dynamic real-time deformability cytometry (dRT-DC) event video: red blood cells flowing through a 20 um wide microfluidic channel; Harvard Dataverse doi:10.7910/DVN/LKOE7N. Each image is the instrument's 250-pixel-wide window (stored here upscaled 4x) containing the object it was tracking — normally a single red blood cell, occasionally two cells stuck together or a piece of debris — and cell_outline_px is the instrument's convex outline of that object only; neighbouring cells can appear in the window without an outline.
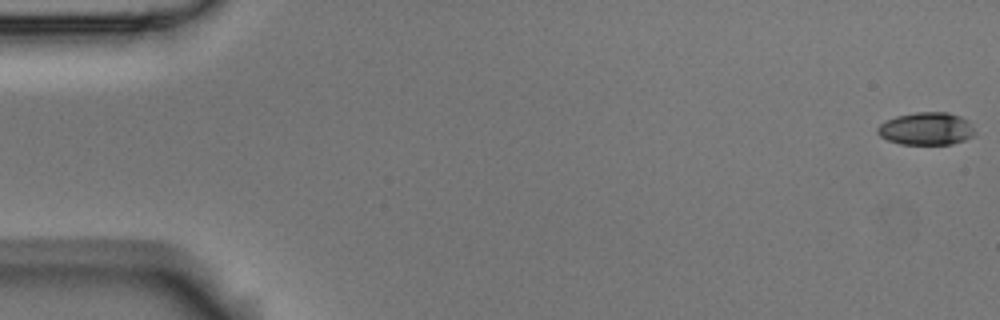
{"species": "Egyptian fruit bat (a non-hibernating species)", "species_latin": "Rousettus aegyptiacus", "temperature_condition": "room temperature", "stored_images_in_passage": 57, "camera_frame_rate_fps": 3000, "um_per_image_px": 0.085, "animal": {"sex": "male"}, "frame": {"image": 1, "passage_image": 1, "time_ms": 0.0, "image_size_px": [1000, 320], "cell_outline_px": [[976, 136], [952, 144], [900, 144], [888, 140], [880, 136], [876, 132], [876, 128], [884, 120], [896, 116], [916, 112], [948, 112], [960, 116], [968, 120], [972, 124], [976, 132]], "centroid_in_image_um": [78.75, 10.93], "position_along_channel_um": 6.2, "area_um2": 18.84}}
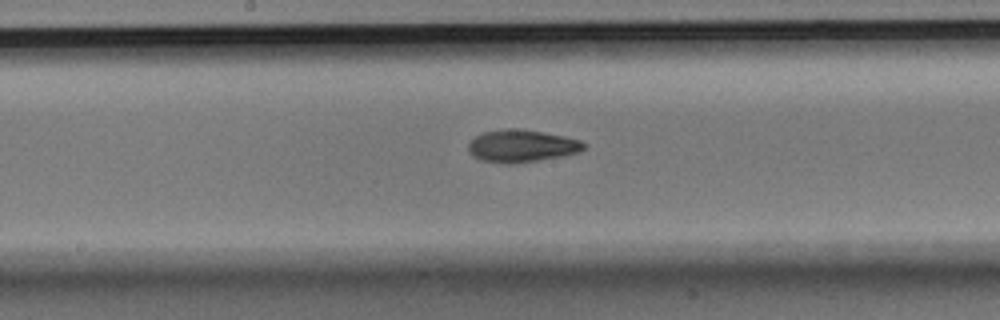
{"frame": {"image": 2, "passage_image": 30, "time_ms": 9.667, "image_size_px": [1000, 320], "cell_outline_px": [[588, 148], [580, 152], [560, 156], [516, 164], [504, 164], [480, 160], [472, 156], [468, 152], [468, 144], [476, 136], [484, 132], [512, 128], [540, 132], [564, 136], [580, 140], [588, 144]], "centroid_in_image_um": [44.36, 12.43], "position_along_channel_um": 203.8, "area_um2": 21.85}}
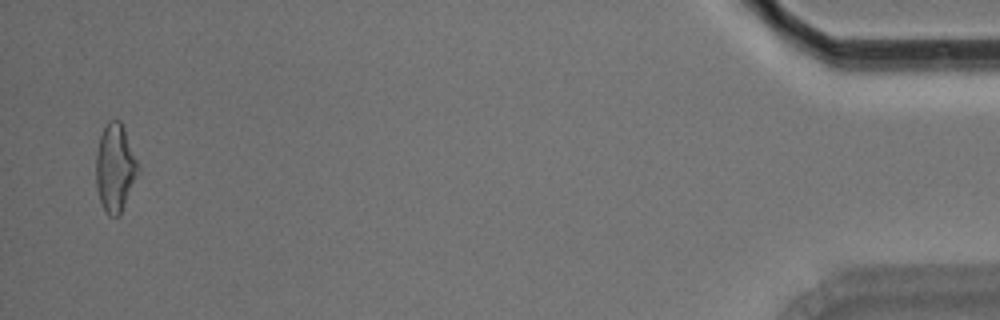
{"frame": {"image": 3, "passage_image": 56, "time_ms": 18.333, "image_size_px": [1000, 320], "cell_outline_px": [[140, 172], [120, 216], [108, 216], [104, 212], [96, 188], [96, 156], [100, 136], [108, 120], [120, 120], [124, 128], [140, 164]], "centroid_in_image_um": [9.81, 14.3], "position_along_channel_um": 425.4, "area_um2": 22.02}, "authors_computed_cell_mechanics": {"area_um2": 20.6924, "velocity_mm_per_s": 3.56, "shape_relaxation_time_tau1_ms": 6.9806, "shape_relaxation_time_tau2_ms": 3.8499, "deformation_change_tau1": 0.1763, "deformation_change_tau2": 0.1071}}